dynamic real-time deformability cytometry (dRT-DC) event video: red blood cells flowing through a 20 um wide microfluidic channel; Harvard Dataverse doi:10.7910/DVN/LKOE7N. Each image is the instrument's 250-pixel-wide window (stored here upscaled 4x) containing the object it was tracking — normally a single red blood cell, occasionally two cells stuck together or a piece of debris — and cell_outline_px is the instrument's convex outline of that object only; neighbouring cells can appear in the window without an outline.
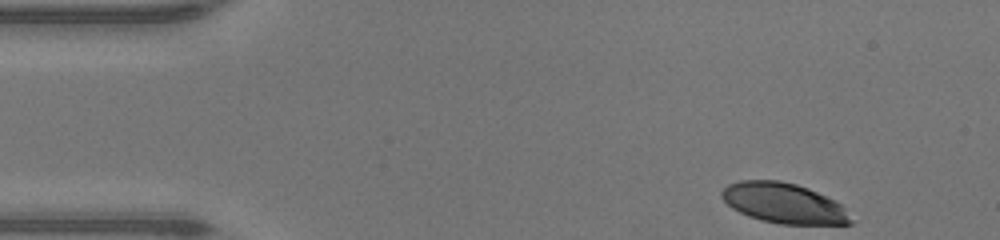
{"species": "human", "species_latin": "Homo sapiens", "temperature_condition": "warm", "stored_images_in_passage": 43, "camera_frame_rate_fps": 3000, "um_per_image_px": 0.085, "donor": {"sex": "male"}, "frame": {"image": 1, "passage_image": 1, "time_ms": 0.0, "image_size_px": [1000, 240], "cell_outline_px": [[856, 220], [852, 224], [780, 224], [760, 220], [748, 216], [732, 208], [720, 196], [720, 192], [728, 184], [740, 180], [780, 180], [796, 184], [808, 188], [840, 204]], "centroid_in_image_um": [66.62, 17.27], "position_along_channel_um": 18.4, "area_um2": 30.29}}
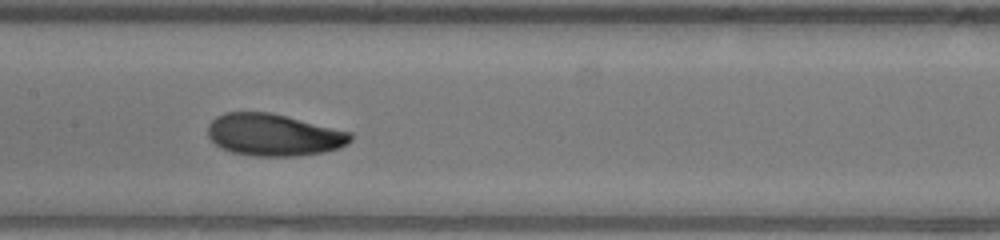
{"frame": {"image": 2, "passage_image": 19, "time_ms": 6.0, "image_size_px": [1000, 240], "cell_outline_px": [[352, 140], [348, 144], [340, 148], [324, 152], [296, 156], [252, 156], [232, 152], [220, 148], [208, 136], [208, 124], [216, 116], [224, 112], [268, 112], [352, 132]], "centroid_in_image_um": [23.26, 11.47], "position_along_channel_um": 184.1, "area_um2": 35.03}}
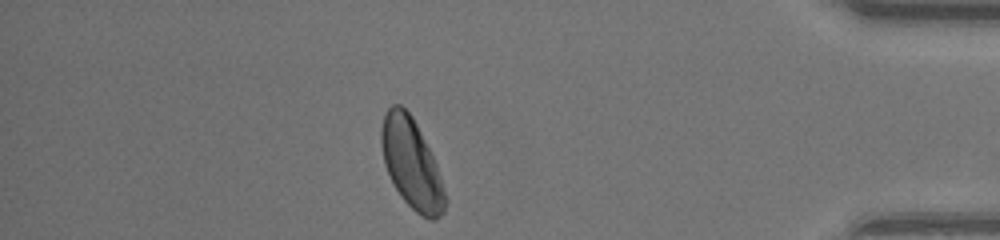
{"frame": {"image": 3, "passage_image": 37, "time_ms": 12.0, "image_size_px": [1000, 240], "cell_outline_px": [[448, 200], [444, 212], [436, 220], [428, 220], [416, 212], [400, 196], [384, 164], [380, 144], [380, 128], [384, 112], [392, 104], [400, 104], [412, 116], [436, 164]], "centroid_in_image_um": [34.97, 13.92], "position_along_channel_um": 400.2, "area_um2": 33.41}, "authors_computed_cell_mechanics": {"area_um2": 34.0442, "velocity_mm_per_s": 4.3684, "shape_relaxation_time_tau1_ms": 2.7446, "shape_relaxation_time_tau2_ms": 2.4612, "deformation_change_tau1": 0.1474, "deformation_change_tau2": 0.074}}